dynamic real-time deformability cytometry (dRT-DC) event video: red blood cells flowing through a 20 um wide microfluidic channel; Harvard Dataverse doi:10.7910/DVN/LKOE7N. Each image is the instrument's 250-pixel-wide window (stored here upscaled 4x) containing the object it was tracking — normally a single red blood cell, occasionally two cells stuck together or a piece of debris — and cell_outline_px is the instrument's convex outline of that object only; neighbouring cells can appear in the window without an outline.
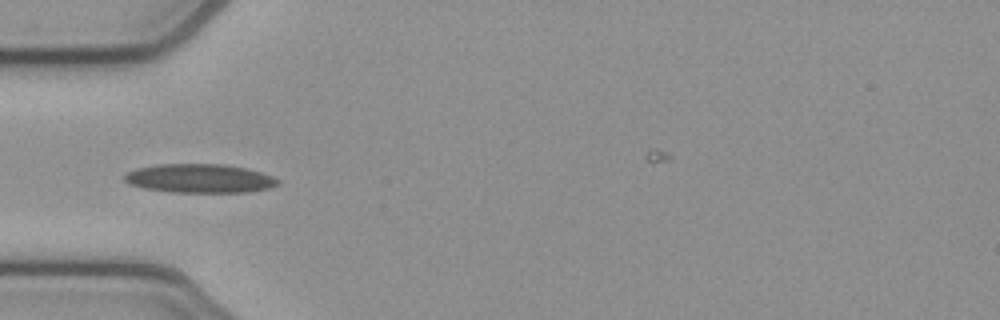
{"species": "common noctule bat (a hibernating species)", "species_latin": "Nyctalus noctula", "temperature_condition": "cold", "stored_images_in_passage": 31, "camera_frame_rate_fps": 3000, "um_per_image_px": 0.085, "animal": {"sex": "female", "body_mass_g": 21.9}, "frame": {"image": 1, "passage_image": 1, "time_ms": 0.0, "image_size_px": [1000, 320], "cell_outline_px": [[280, 184], [272, 188], [248, 192], [172, 192], [144, 188], [128, 184], [124, 180], [124, 176], [128, 172], [136, 168], [156, 164], [224, 164], [248, 168], [272, 176], [280, 180]], "centroid_in_image_um": [17.0, 15.16], "position_along_channel_um": 68.0, "area_um2": 26.01}}
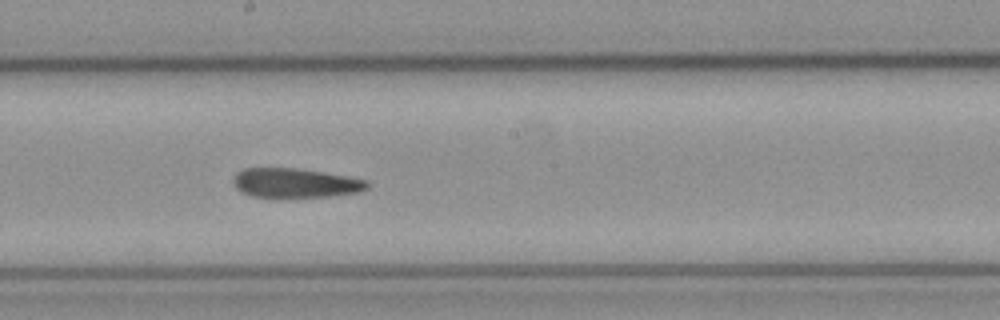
{"frame": {"image": 2, "passage_image": 13, "time_ms": 4.0, "image_size_px": [1000, 320], "cell_outline_px": [[372, 184], [368, 188], [360, 192], [332, 196], [280, 200], [276, 200], [252, 196], [240, 192], [236, 188], [232, 180], [236, 172], [244, 168], [296, 168], [324, 172], [348, 176], [368, 180]], "centroid_in_image_um": [25.1, 15.6], "position_along_channel_um": 223.1, "area_um2": 24.16}}
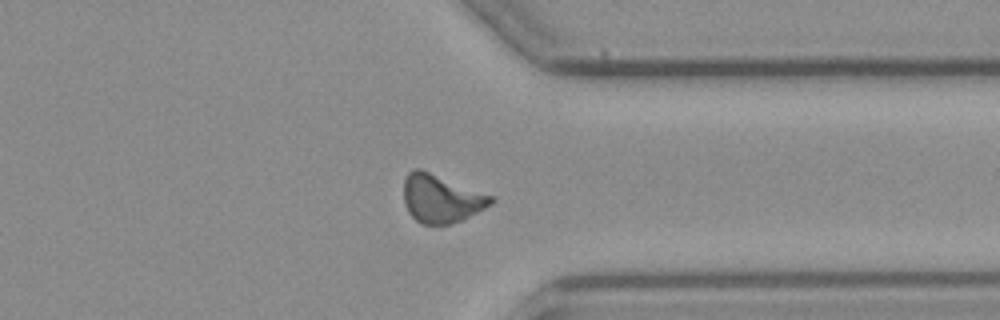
{"frame": {"image": 3, "passage_image": 25, "time_ms": 8.0, "image_size_px": [1000, 320], "cell_outline_px": [[496, 200], [492, 204], [460, 220], [448, 224], [420, 224], [408, 212], [404, 204], [404, 180], [408, 172], [416, 168], [420, 168], [496, 196]], "centroid_in_image_um": [37.51, 16.85], "position_along_channel_um": 373.9, "area_um2": 24.62}}